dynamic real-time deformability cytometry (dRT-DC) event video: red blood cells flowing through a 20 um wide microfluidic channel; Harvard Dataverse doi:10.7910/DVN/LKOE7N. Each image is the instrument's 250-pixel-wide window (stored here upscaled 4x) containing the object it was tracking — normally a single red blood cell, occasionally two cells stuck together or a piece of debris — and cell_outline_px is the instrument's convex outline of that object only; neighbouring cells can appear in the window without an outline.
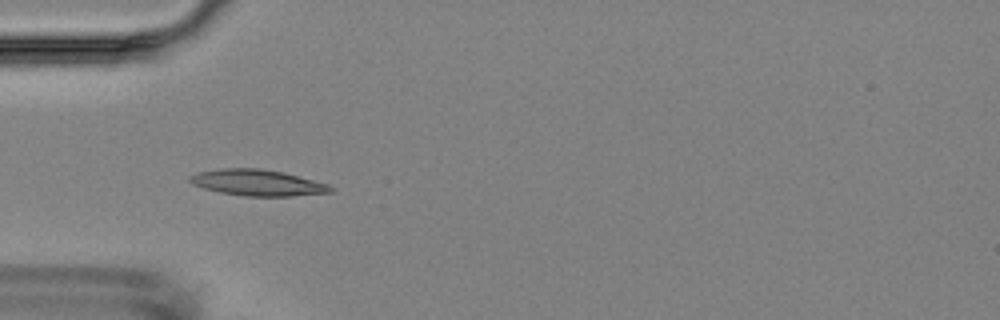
{"species": "Egyptian fruit bat (a non-hibernating species)", "species_latin": "Rousettus aegyptiacus", "temperature_condition": "room temperature", "stored_images_in_passage": 3, "camera_frame_rate_fps": 3000, "um_per_image_px": 0.085, "animal": {"sex": "female"}, "frame": {"image": 1, "passage_image": 2, "time_ms": 1.0, "image_size_px": [1000, 320], "cell_outline_px": [[336, 188], [332, 192], [292, 196], [244, 196], [220, 192], [204, 188], [192, 184], [188, 180], [188, 176], [196, 172], [220, 168], [260, 168], [284, 172], [328, 184]], "centroid_in_image_um": [21.88, 15.52], "position_along_channel_um": 63.1, "area_um2": 21.62}}